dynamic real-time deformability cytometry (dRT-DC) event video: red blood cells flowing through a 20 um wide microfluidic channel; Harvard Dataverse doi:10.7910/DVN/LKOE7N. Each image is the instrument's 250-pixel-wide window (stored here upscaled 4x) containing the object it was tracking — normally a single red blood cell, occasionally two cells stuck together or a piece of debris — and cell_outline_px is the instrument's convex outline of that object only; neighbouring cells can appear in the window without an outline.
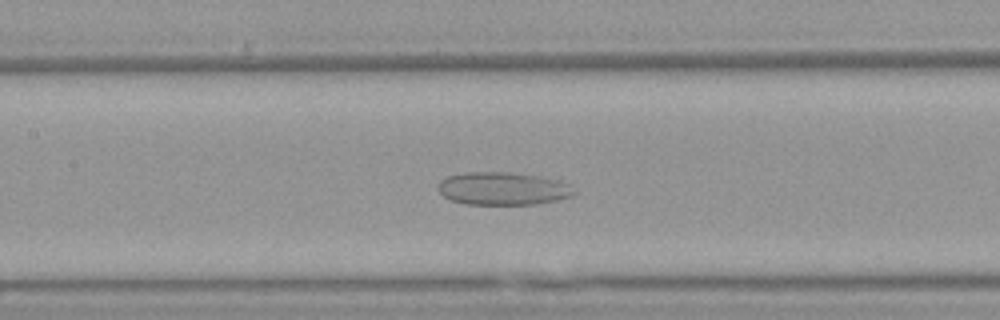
{"species": "Egyptian fruit bat (a non-hibernating species)", "species_latin": "Rousettus aegyptiacus", "temperature_condition": "warm", "stored_images_in_passage": 39, "camera_frame_rate_fps": 3000, "um_per_image_px": 0.085, "animal": {"sex": "female"}, "frame": {"image": 1, "passage_image": 10, "time_ms": 3.0, "image_size_px": [1000, 320], "cell_outline_px": [[576, 192], [572, 196], [556, 200], [536, 204], [468, 204], [452, 200], [444, 196], [436, 188], [440, 180], [448, 176], [468, 172], [504, 172], [536, 176], [556, 180], [568, 184]], "centroid_in_image_um": [42.71, 16.03], "position_along_channel_um": 164.7, "area_um2": 25.72}}
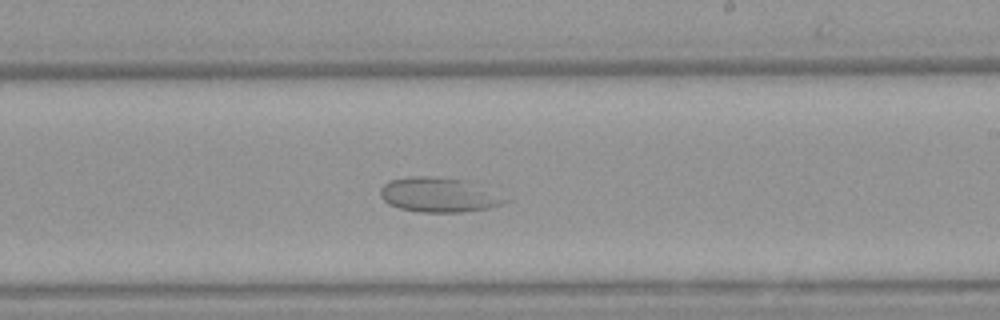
{"frame": {"image": 2, "passage_image": 17, "time_ms": 5.333, "image_size_px": [1000, 320], "cell_outline_px": [[512, 200], [488, 208], [464, 212], [420, 212], [400, 208], [388, 204], [380, 196], [380, 188], [384, 184], [392, 180], [416, 176], [424, 176], [476, 180]], "centroid_in_image_um": [37.41, 16.55], "position_along_channel_um": 251.6, "area_um2": 25.72}}
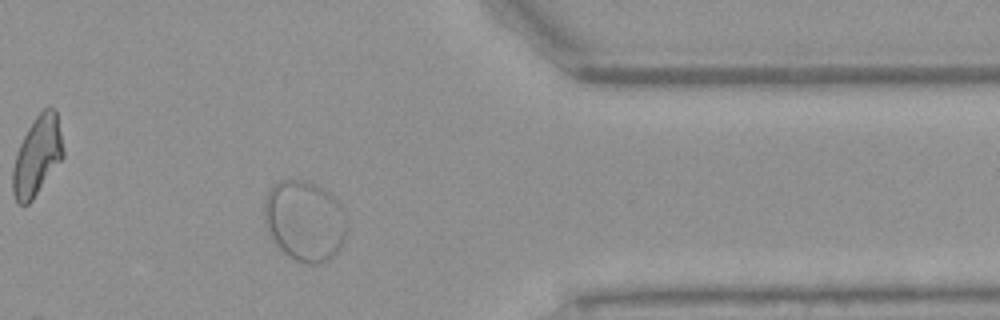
{"frame": {"image": 3, "passage_image": 29, "time_ms": 9.333, "image_size_px": [1000, 320], "cell_outline_px": [[344, 236], [340, 248], [328, 260], [320, 264], [308, 264], [296, 260], [288, 256], [276, 244], [264, 224], [264, 200], [268, 192], [276, 184], [284, 180], [304, 180], [316, 184], [328, 192], [340, 204], [344, 212]], "centroid_in_image_um": [25.87, 18.78], "position_along_channel_um": 385.5, "area_um2": 38.32}}